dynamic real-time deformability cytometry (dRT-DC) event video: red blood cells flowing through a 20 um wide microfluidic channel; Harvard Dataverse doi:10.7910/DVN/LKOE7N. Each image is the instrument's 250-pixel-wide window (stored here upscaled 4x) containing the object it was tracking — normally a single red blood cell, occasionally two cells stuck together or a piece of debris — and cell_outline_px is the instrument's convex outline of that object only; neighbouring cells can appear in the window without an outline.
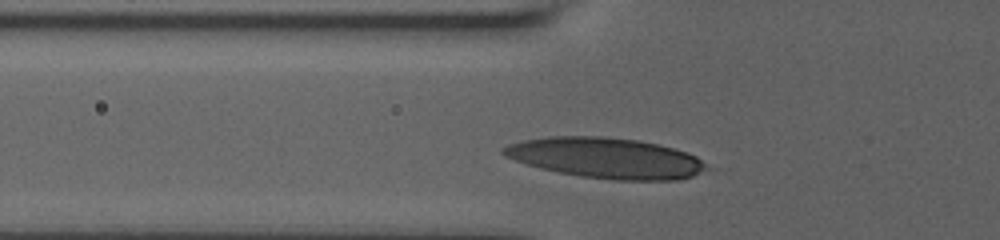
{"species": "human", "species_latin": "Homo sapiens", "temperature_condition": "room temperature", "stored_images_in_passage": 7, "camera_frame_rate_fps": 3000, "um_per_image_px": 0.085, "donor": {"sex": "male"}, "frame": {"image": 1, "passage_image": 2, "time_ms": 0.333, "image_size_px": [1000, 240], "cell_outline_px": [[712, 168], [692, 176], [676, 180], [616, 180], [580, 176], [540, 168], [504, 156], [500, 152], [500, 148], [508, 144], [524, 140], [548, 136], [604, 136], [636, 140], [656, 144], [688, 152], [696, 156]], "centroid_in_image_um": [51.51, 13.42], "position_along_channel_um": 74.3, "area_um2": 47.97}}
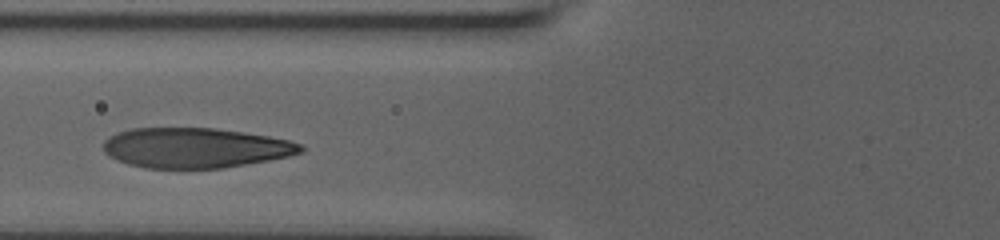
{"frame": {"image": 2, "passage_image": 6, "time_ms": 1.333, "image_size_px": [1000, 240], "cell_outline_px": [[304, 152], [288, 156], [268, 160], [224, 168], [144, 168], [128, 164], [116, 160], [108, 156], [104, 152], [104, 140], [108, 136], [116, 132], [132, 128], [216, 128], [244, 132], [268, 136], [288, 140], [304, 144]], "centroid_in_image_um": [16.58, 12.56], "position_along_channel_um": 109.2, "area_um2": 46.36}}